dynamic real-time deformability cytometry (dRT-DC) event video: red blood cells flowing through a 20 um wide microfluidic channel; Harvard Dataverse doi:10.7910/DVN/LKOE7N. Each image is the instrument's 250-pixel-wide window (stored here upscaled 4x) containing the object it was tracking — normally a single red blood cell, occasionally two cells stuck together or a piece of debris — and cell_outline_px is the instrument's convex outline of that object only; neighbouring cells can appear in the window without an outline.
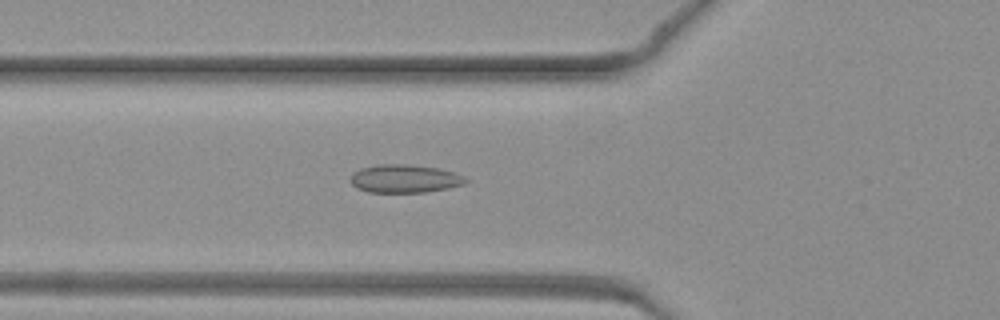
{"species": "common noctule bat (a hibernating species)", "species_latin": "Nyctalus noctula", "temperature_condition": "warm", "stored_images_in_passage": 46, "camera_frame_rate_fps": 3000, "um_per_image_px": 0.085, "animal": {"sex": "female", "body_mass_g": 19.3, "forearm_length_mm": 54.1}, "frame": {"image": 1, "passage_image": 17, "time_ms": 5.333, "image_size_px": [1000, 320], "cell_outline_px": [[468, 180], [464, 184], [448, 188], [428, 192], [368, 192], [356, 188], [348, 180], [352, 172], [360, 168], [376, 164], [408, 164], [440, 168], [464, 176]], "centroid_in_image_um": [34.35, 15.18], "position_along_channel_um": 91.5, "area_um2": 19.19}}
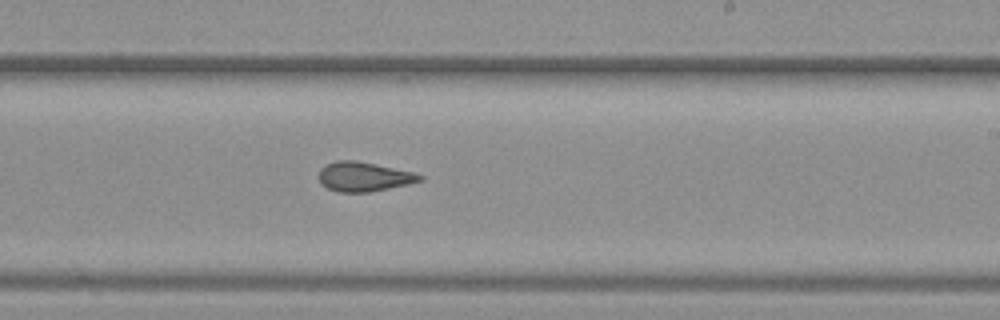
{"frame": {"image": 2, "passage_image": 28, "time_ms": 9.0, "image_size_px": [1000, 320], "cell_outline_px": [[424, 180], [408, 184], [368, 192], [336, 192], [320, 184], [320, 168], [324, 164], [336, 160], [356, 160], [412, 172], [424, 176]], "centroid_in_image_um": [30.89, 15.01], "position_along_channel_um": 258.1, "area_um2": 17.28}}
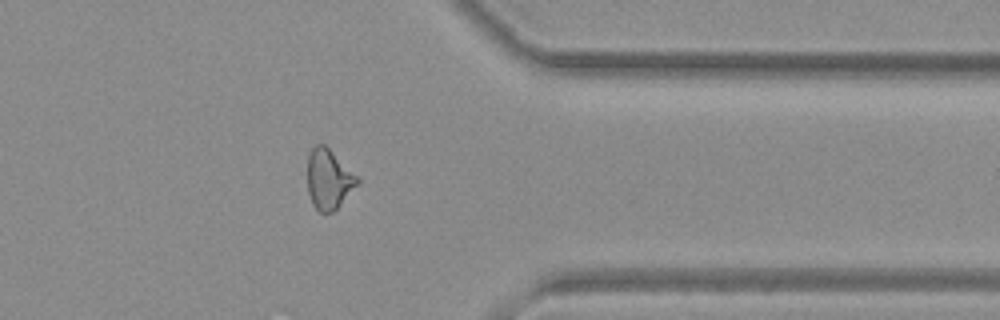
{"frame": {"image": 3, "passage_image": 37, "time_ms": 12.0, "image_size_px": [1000, 320], "cell_outline_px": [[360, 180], [336, 208], [332, 212], [320, 212], [312, 204], [308, 192], [308, 156], [312, 148], [316, 144], [324, 144]], "centroid_in_image_um": [27.89, 15.23], "position_along_channel_um": 383.5, "area_um2": 16.76}}